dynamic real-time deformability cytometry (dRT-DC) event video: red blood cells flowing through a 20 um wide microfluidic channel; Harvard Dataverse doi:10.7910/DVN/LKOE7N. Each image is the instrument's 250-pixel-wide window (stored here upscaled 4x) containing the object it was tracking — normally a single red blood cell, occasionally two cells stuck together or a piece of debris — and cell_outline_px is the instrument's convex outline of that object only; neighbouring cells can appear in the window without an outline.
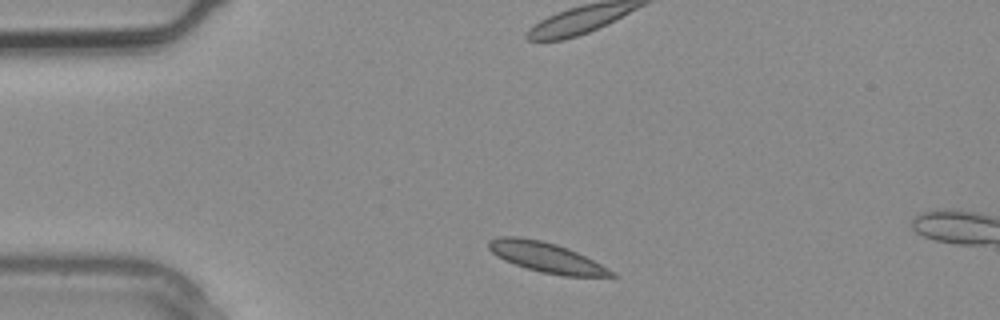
{"species": "common noctule bat (a hibernating species)", "species_latin": "Nyctalus noctula", "temperature_condition": "warm", "stored_images_in_passage": 3, "camera_frame_rate_fps": 3000, "um_per_image_px": 0.085, "animal": {"sex": "male", "body_mass_g": 20.4}, "frame": {"image": 1, "passage_image": 3, "time_ms": 0.667, "image_size_px": [1000, 320], "cell_outline_px": [[616, 276], [564, 276], [540, 272], [504, 260], [492, 252], [488, 248], [488, 240], [500, 236], [516, 236], [540, 240], [556, 244], [568, 248], [616, 272]], "centroid_in_image_um": [46.41, 21.87], "position_along_channel_um": 38.6, "area_um2": 21.15}}